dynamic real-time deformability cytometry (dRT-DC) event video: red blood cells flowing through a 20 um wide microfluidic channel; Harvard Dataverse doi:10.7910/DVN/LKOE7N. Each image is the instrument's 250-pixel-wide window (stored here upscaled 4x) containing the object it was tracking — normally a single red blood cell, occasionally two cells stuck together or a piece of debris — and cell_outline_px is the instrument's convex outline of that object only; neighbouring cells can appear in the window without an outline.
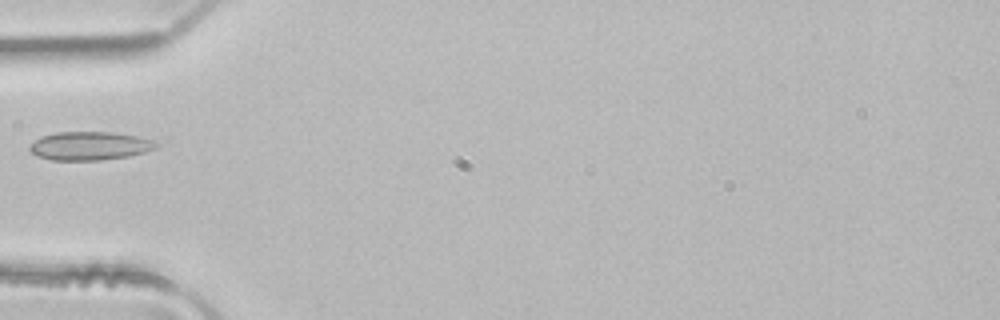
{"species": "common noctule bat (a hibernating species)", "species_latin": "Nyctalus noctula", "temperature_condition": "room temperature", "stored_images_in_passage": 5, "camera_frame_rate_fps": 3000, "um_per_image_px": 0.085, "animal": {"sex": "male", "body_mass_g": 21.5, "forearm_length_mm": 52.0}, "frame": {"image": 1, "passage_image": 5, "time_ms": 1.333, "image_size_px": [1000, 320], "cell_outline_px": [[160, 144], [156, 148], [144, 152], [128, 156], [100, 160], [52, 160], [36, 156], [28, 148], [28, 144], [40, 136], [56, 132], [112, 132], [140, 136], [152, 140]], "centroid_in_image_um": [7.6, 12.39], "position_along_channel_um": 77.4, "area_um2": 21.21}}